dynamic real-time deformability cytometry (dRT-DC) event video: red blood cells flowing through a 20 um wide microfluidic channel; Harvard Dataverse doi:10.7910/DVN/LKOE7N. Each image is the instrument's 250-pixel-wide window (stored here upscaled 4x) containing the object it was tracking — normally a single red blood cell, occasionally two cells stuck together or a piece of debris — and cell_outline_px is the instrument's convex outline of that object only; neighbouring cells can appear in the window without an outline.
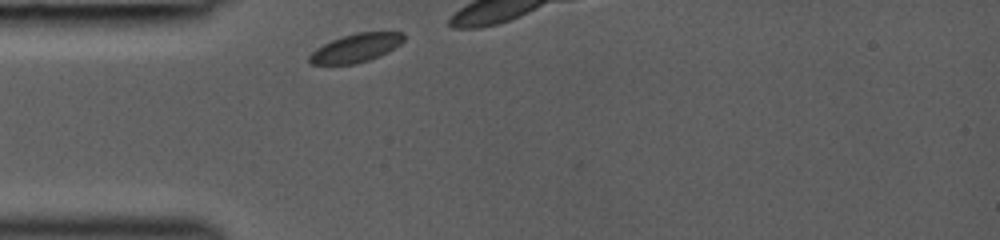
{"species": "common noctule bat (a hibernating species)", "species_latin": "Nyctalus noctula", "temperature_condition": "room temperature", "stored_images_in_passage": 4, "camera_frame_rate_fps": 3000, "um_per_image_px": 0.085, "animal": {"sex": "female", "body_mass_g": 19.0, "forearm_length_mm": 53.3}, "frame": {"image": 1, "passage_image": 1, "time_ms": 0.0, "image_size_px": [1000, 240], "cell_outline_px": [[404, 40], [400, 44], [388, 52], [380, 56], [356, 64], [312, 64], [308, 60], [308, 56], [316, 48], [332, 40], [356, 32], [404, 32]], "centroid_in_image_um": [30.26, 4.08], "position_along_channel_um": 54.7, "area_um2": 15.61}}